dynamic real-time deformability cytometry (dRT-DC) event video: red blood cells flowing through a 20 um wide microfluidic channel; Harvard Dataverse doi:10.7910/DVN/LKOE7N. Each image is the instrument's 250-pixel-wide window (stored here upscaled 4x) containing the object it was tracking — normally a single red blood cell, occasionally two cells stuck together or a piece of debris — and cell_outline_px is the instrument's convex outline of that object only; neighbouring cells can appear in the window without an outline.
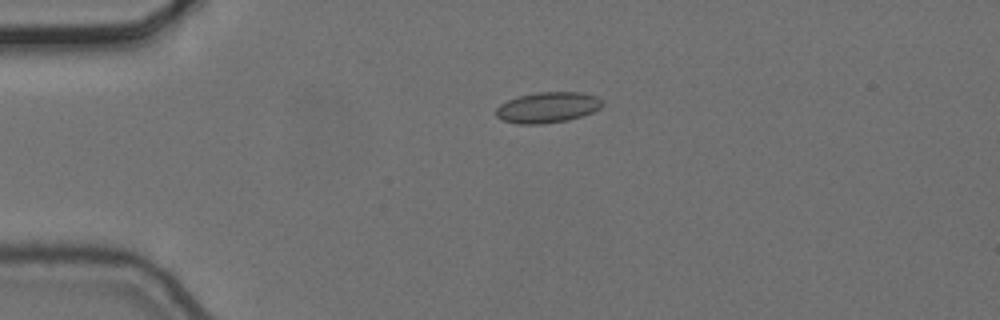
{"species": "common noctule bat (a hibernating species)", "species_latin": "Nyctalus noctula", "temperature_condition": "cold", "stored_images_in_passage": 2, "camera_frame_rate_fps": 3000, "um_per_image_px": 0.085, "animal": {"sex": "female", "body_mass_g": 24.6, "forearm_length_mm": 56.2}, "frame": {"image": 1, "passage_image": 1, "time_ms": 0.0, "image_size_px": [1000, 320], "cell_outline_px": [[604, 104], [600, 108], [592, 112], [568, 120], [540, 124], [516, 124], [500, 120], [496, 116], [496, 108], [500, 104], [508, 100], [520, 96], [536, 92], [580, 92], [596, 96]], "centroid_in_image_um": [46.51, 9.14], "position_along_channel_um": 38.5, "area_um2": 19.02}}